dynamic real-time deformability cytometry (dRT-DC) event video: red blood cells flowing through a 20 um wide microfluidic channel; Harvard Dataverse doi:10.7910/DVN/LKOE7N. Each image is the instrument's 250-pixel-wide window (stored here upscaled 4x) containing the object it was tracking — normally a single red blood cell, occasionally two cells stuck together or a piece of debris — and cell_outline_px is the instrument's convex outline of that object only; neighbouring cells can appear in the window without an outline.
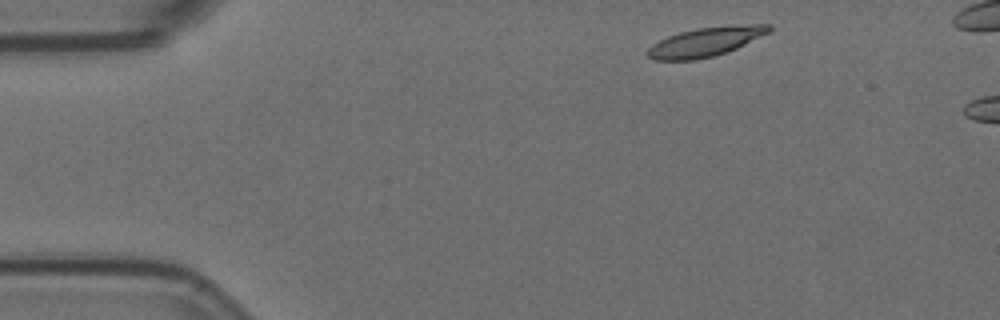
{"species": "Egyptian fruit bat (a non-hibernating species)", "species_latin": "Rousettus aegyptiacus", "temperature_condition": "room temperature", "stored_images_in_passage": 4, "camera_frame_rate_fps": 3000, "um_per_image_px": 0.085, "animal": {"sex": "female"}, "frame": {"image": 1, "passage_image": 1, "time_ms": 0.0, "image_size_px": [1000, 320], "cell_outline_px": [[772, 28], [768, 32], [736, 48], [712, 56], [696, 60], [652, 60], [644, 52], [652, 44], [668, 36], [680, 32], [696, 28], [752, 24], [772, 24]], "centroid_in_image_um": [59.91, 3.56], "position_along_channel_um": 25.1, "area_um2": 20.35}}